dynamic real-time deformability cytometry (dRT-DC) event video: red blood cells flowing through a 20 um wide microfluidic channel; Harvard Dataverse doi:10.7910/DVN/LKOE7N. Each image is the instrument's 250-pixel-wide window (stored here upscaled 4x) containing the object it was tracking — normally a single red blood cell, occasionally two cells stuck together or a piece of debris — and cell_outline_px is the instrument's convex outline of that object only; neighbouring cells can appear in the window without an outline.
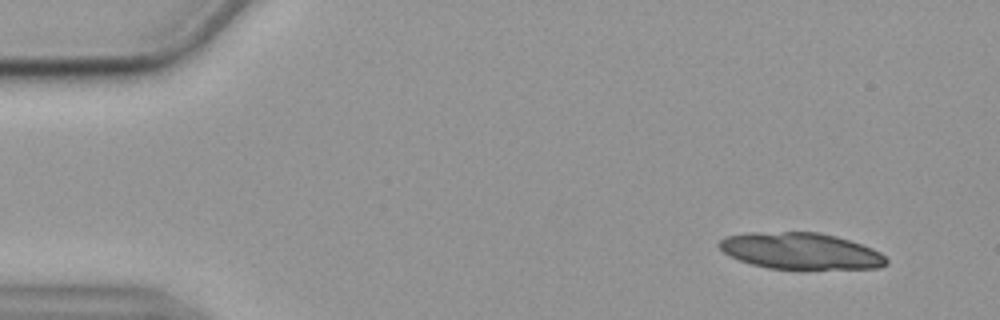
{"species": "common noctule bat (a hibernating species)", "species_latin": "Nyctalus noctula", "temperature_condition": "cold", "stored_images_in_passage": 54, "segment_of_instrument_passage": [1, 2], "camera_frame_rate_fps": 3000, "um_per_image_px": 0.085, "animal": {"sex": "female", "body_mass_g": 19.9}, "frame": {"image": 1, "passage_image": 2, "time_ms": 0.333, "image_size_px": [1000, 320], "cell_outline_px": [[888, 264], [880, 268], [768, 268], [752, 264], [740, 260], [724, 252], [716, 244], [724, 236], [744, 232], [820, 232], [836, 236], [872, 248], [880, 252], [888, 260]], "centroid_in_image_um": [68.03, 21.31], "position_along_channel_um": 17.0, "area_um2": 35.32}}